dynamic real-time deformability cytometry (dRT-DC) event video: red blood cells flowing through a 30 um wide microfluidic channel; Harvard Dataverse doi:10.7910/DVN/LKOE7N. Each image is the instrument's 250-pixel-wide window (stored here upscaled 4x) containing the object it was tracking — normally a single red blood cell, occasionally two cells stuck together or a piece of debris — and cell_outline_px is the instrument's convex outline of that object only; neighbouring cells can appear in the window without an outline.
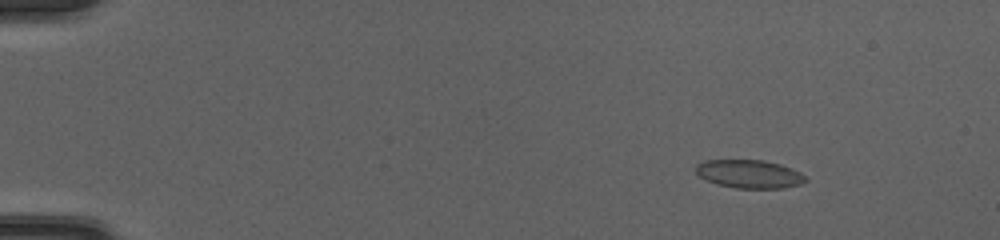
{"species": "common noctule bat (a hibernating species)", "species_latin": "Nyctalus noctula", "temperature_condition": "cold", "stored_images_in_passage": 53, "camera_frame_rate_fps": 3000, "um_per_image_px": 0.085, "animal": {"sex": "female", "body_mass_g": 20.0, "forearm_length_mm": 54.0}, "frame": {"image": 1, "passage_image": 8, "time_ms": 2.333, "image_size_px": [1000, 240], "cell_outline_px": [[808, 180], [800, 184], [780, 188], [736, 188], [720, 184], [708, 180], [700, 176], [696, 172], [696, 164], [708, 160], [760, 160], [780, 164], [800, 172]], "centroid_in_image_um": [63.7, 14.78], "position_along_channel_um": 21.3, "area_um2": 17.74}}
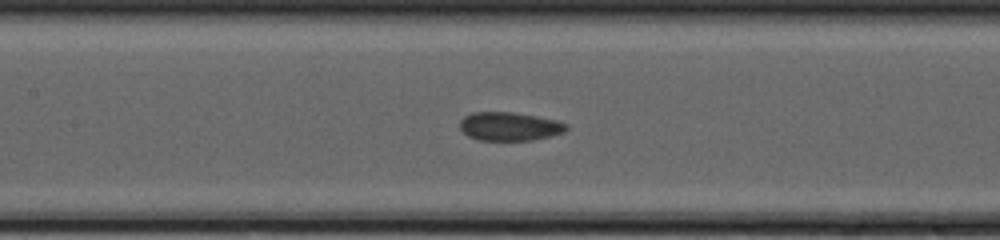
{"frame": {"image": 2, "passage_image": 27, "time_ms": 8.667, "image_size_px": [1000, 240], "cell_outline_px": [[568, 128], [564, 132], [532, 140], [480, 140], [468, 136], [460, 128], [460, 120], [464, 116], [472, 112], [512, 112], [536, 116], [556, 120], [568, 124]], "centroid_in_image_um": [43.3, 10.74], "position_along_channel_um": 164.1, "area_um2": 17.63}}
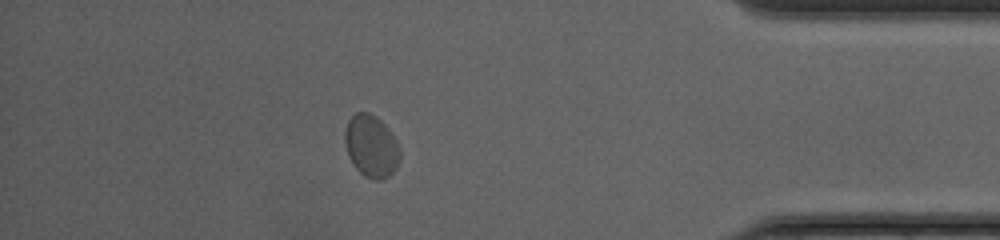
{"frame": {"image": 3, "passage_image": 47, "time_ms": 15.333, "image_size_px": [1000, 240], "cell_outline_px": [[400, 156], [396, 168], [384, 180], [372, 180], [364, 176], [356, 168], [348, 156], [344, 140], [344, 132], [348, 120], [356, 112], [368, 112], [376, 116], [384, 124], [396, 140], [400, 148]], "centroid_in_image_um": [31.55, 12.43], "position_along_channel_um": 403.7, "area_um2": 20.06}, "authors_computed_cell_mechanics": {"area_um2": 18.0336, "velocity_mm_per_s": 4.0956, "shape_relaxation_time_tau1_ms": 4.2527, "shape_relaxation_time_tau2_ms": 0.6906, "deformation_change_tau1": 0.0882, "deformation_change_tau2": 0.0488}}